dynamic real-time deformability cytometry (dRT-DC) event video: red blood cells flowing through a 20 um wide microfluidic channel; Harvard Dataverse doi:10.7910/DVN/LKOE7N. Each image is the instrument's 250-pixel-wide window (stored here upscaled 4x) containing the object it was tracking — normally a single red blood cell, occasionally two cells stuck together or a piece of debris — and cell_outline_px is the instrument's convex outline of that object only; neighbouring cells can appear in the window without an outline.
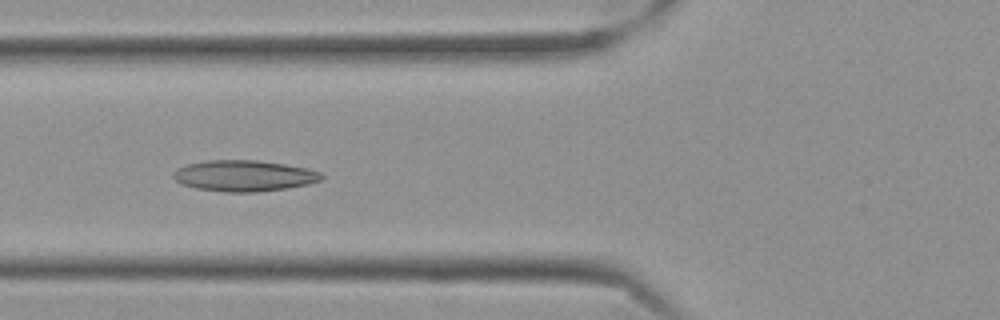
{"species": "Egyptian fruit bat (a non-hibernating species)", "species_latin": "Rousettus aegyptiacus", "temperature_condition": "cold", "stored_images_in_passage": 56, "camera_frame_rate_fps": 3000, "um_per_image_px": 0.085, "frame": {"image": 1, "passage_image": 21, "time_ms": 6.667, "image_size_px": [1000, 320], "cell_outline_px": [[324, 176], [320, 180], [308, 184], [288, 188], [256, 192], [224, 192], [196, 188], [180, 184], [172, 176], [172, 172], [176, 168], [188, 164], [208, 160], [256, 160], [284, 164], [308, 168], [320, 172]], "centroid_in_image_um": [20.72, 14.94], "position_along_channel_um": 105.1, "area_um2": 26.93}}
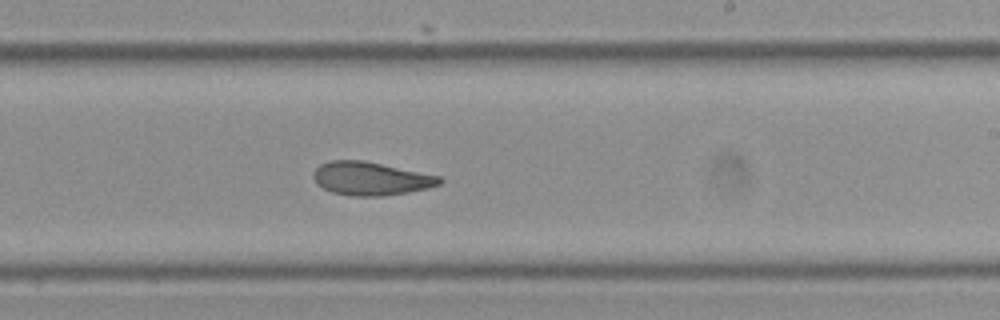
{"frame": {"image": 2, "passage_image": 34, "time_ms": 11.0, "image_size_px": [1000, 320], "cell_outline_px": [[444, 180], [440, 184], [428, 188], [408, 192], [384, 196], [352, 196], [332, 192], [316, 184], [312, 176], [316, 168], [320, 164], [328, 160], [364, 160], [440, 176]], "centroid_in_image_um": [31.5, 15.17], "position_along_channel_um": 257.5, "area_um2": 24.62}}
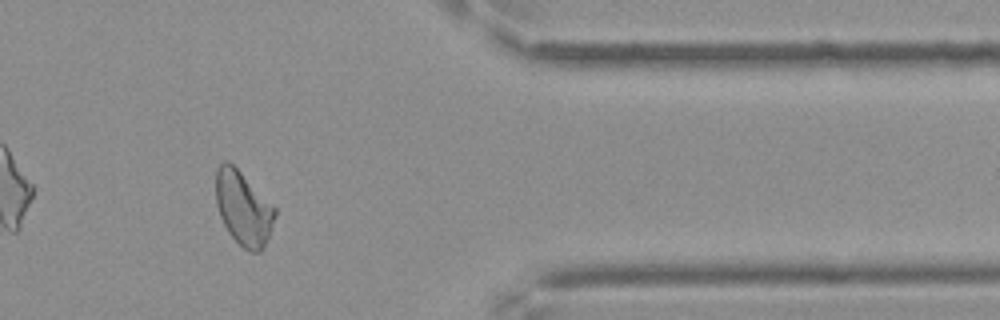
{"frame": {"image": 3, "passage_image": 47, "time_ms": 15.333, "image_size_px": [1000, 320], "cell_outline_px": [[276, 216], [264, 248], [260, 252], [248, 252], [228, 232], [220, 216], [216, 204], [216, 168], [224, 160], [228, 160], [276, 208]], "centroid_in_image_um": [20.68, 17.71], "position_along_channel_um": 390.7, "area_um2": 25.26}, "authors_computed_cell_mechanics": {"area_um2": 26.1256, "velocity_mm_per_s": 3.5082, "shape_relaxation_time_tau1_ms": null, "shape_relaxation_time_tau2_ms": 3.1907, "deformation_change_tau1": null, "deformation_change_tau2": 0.1013}}